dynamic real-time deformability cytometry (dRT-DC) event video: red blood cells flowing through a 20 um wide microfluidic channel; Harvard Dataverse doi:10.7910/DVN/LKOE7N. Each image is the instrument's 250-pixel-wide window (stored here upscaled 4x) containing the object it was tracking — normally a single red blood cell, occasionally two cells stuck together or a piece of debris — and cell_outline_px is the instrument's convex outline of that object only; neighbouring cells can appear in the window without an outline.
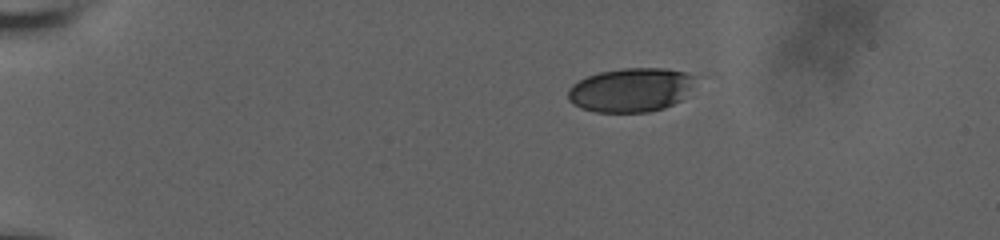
{"species": "human", "species_latin": "Homo sapiens", "temperature_condition": "room temperature", "stored_images_in_passage": 13, "camera_frame_rate_fps": 3000, "um_per_image_px": 0.085, "donor": {"sex": "male"}, "frame": {"image": 1, "passage_image": 1, "time_ms": 0.0, "image_size_px": [1000, 240], "cell_outline_px": [[696, 76], [680, 100], [664, 108], [648, 112], [596, 112], [580, 108], [572, 104], [568, 100], [568, 88], [572, 84], [588, 76], [600, 72], [624, 68], [664, 68], [684, 72]], "centroid_in_image_um": [53.55, 7.65], "position_along_channel_um": 31.5, "area_um2": 32.31}}
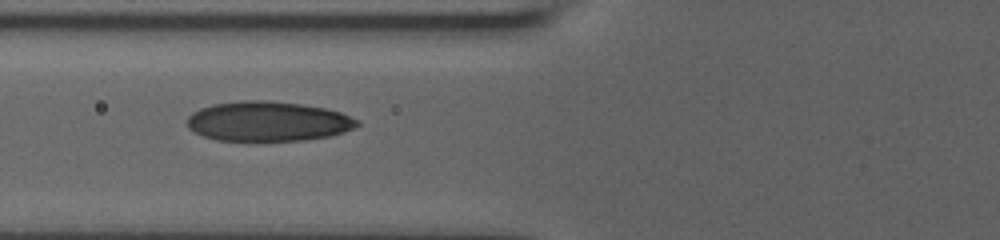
{"frame": {"image": 2, "passage_image": 8, "time_ms": 4.333, "image_size_px": [1000, 240], "cell_outline_px": [[360, 124], [356, 128], [332, 136], [304, 140], [216, 140], [192, 132], [188, 128], [188, 116], [192, 112], [200, 108], [212, 104], [240, 100], [264, 100], [300, 104], [324, 108], [340, 112], [360, 120]], "centroid_in_image_um": [22.79, 10.31], "position_along_channel_um": 103.0, "area_um2": 39.59}}
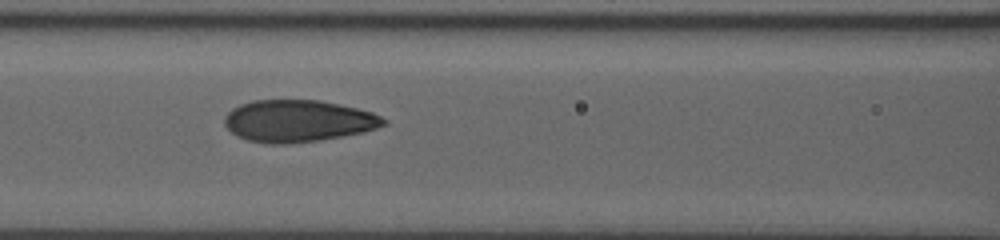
{"frame": {"image": 3, "passage_image": 11, "time_ms": 5.333, "image_size_px": [1000, 240], "cell_outline_px": [[388, 124], [364, 132], [344, 136], [320, 140], [292, 144], [268, 144], [248, 140], [236, 136], [224, 124], [224, 116], [232, 108], [240, 104], [252, 100], [320, 100], [356, 108], [372, 112], [388, 120]], "centroid_in_image_um": [25.33, 10.29], "position_along_channel_um": 141.3, "area_um2": 39.19}}